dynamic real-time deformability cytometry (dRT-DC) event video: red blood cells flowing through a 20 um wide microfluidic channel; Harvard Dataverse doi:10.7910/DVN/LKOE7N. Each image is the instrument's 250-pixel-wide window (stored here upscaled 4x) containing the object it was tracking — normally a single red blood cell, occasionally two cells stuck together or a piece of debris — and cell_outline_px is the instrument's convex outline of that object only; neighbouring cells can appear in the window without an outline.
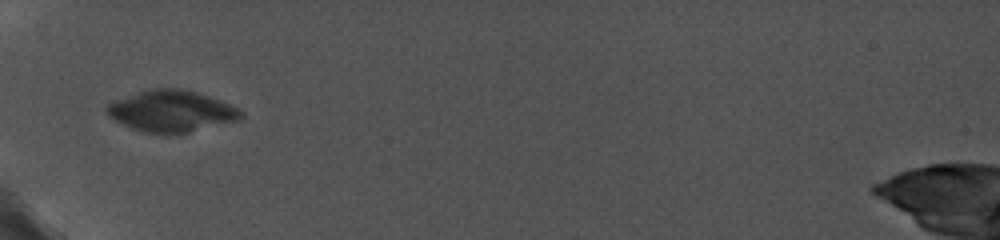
{"species": "common noctule bat (a hibernating species)", "species_latin": "Nyctalus noctula", "temperature_condition": "cold", "stored_images_in_passage": 17, "camera_frame_rate_fps": 5000, "um_per_image_px": 0.085, "animal": {"sex": "female", "body_mass_g": 19.0, "forearm_length_mm": 56.7}, "frame": {"image": 1, "passage_image": 1, "time_ms": 0.0, "image_size_px": [1000, 240], "cell_outline_px": [[244, 116], [240, 120], [188, 132], [144, 132], [132, 128], [108, 116], [104, 108], [108, 104], [116, 100], [136, 92], [152, 88], [180, 88], [196, 92], [220, 100], [244, 112]], "centroid_in_image_um": [14.57, 9.42], "position_along_channel_um": 70.4, "area_um2": 31.91}}
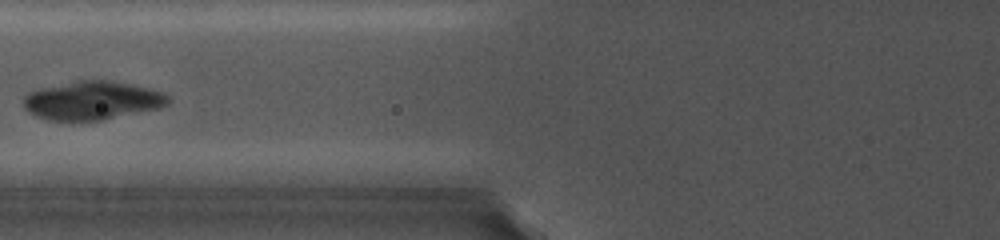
{"frame": {"image": 2, "passage_image": 3, "time_ms": 1.4, "image_size_px": [1000, 240], "cell_outline_px": [[172, 100], [168, 104], [160, 108], [104, 120], [48, 120], [36, 116], [28, 112], [24, 108], [24, 96], [32, 88], [76, 80], [112, 80], [132, 84], [164, 92]], "centroid_in_image_um": [7.82, 8.52], "position_along_channel_um": 118.0, "area_um2": 33.18}}
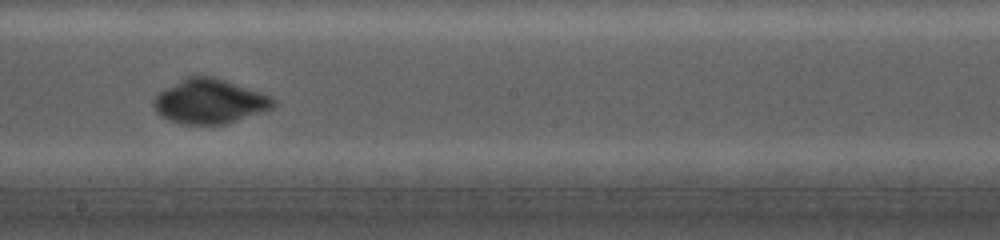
{"frame": {"image": 3, "passage_image": 7, "time_ms": 4.4, "image_size_px": [1000, 240], "cell_outline_px": [[276, 104], [272, 108], [264, 112], [224, 124], [184, 124], [168, 120], [160, 116], [156, 112], [152, 104], [152, 100], [164, 88], [188, 76], [212, 76], [272, 96], [276, 100]], "centroid_in_image_um": [17.81, 8.62], "position_along_channel_um": 230.4, "area_um2": 31.04}}